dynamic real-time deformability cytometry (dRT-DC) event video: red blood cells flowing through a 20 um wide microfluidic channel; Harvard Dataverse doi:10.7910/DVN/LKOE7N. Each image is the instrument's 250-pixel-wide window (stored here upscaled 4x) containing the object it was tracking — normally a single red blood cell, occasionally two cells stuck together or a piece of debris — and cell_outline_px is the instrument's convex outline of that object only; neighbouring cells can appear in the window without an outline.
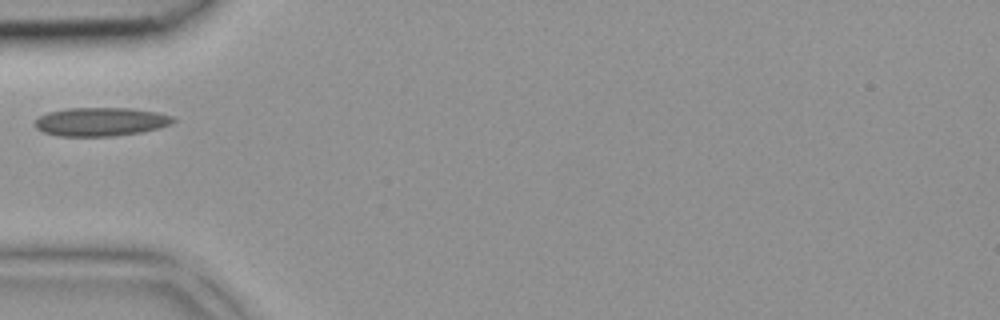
{"species": "common noctule bat (a hibernating species)", "species_latin": "Nyctalus noctula", "temperature_condition": "room temperature", "stored_images_in_passage": 29, "camera_frame_rate_fps": 3000, "um_per_image_px": 0.085, "animal": {"sex": "female", "body_mass_g": 18.4}, "frame": {"image": 1, "passage_image": 1, "time_ms": 0.0, "image_size_px": [1000, 320], "cell_outline_px": [[176, 120], [160, 128], [140, 132], [112, 136], [56, 136], [44, 132], [36, 128], [32, 124], [40, 116], [48, 112], [68, 108], [132, 108], [156, 112], [172, 116]], "centroid_in_image_um": [8.53, 10.35], "position_along_channel_um": 76.5, "area_um2": 23.0}}
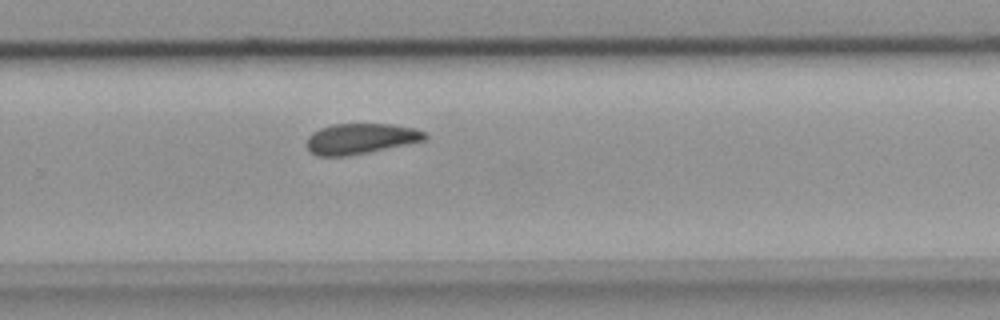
{"frame": {"image": 2, "passage_image": 15, "time_ms": 4.667, "image_size_px": [1000, 320], "cell_outline_px": [[428, 136], [424, 140], [368, 152], [348, 156], [316, 156], [308, 152], [304, 144], [308, 136], [312, 132], [320, 128], [332, 124], [392, 124], [416, 128], [424, 132]], "centroid_in_image_um": [30.57, 11.79], "position_along_channel_um": 299.2, "area_um2": 21.21}}
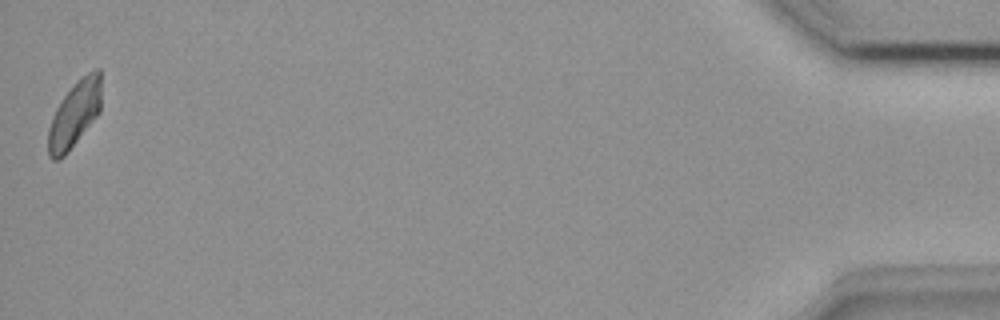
{"frame": {"image": 3, "passage_image": 29, "time_ms": 9.333, "image_size_px": [1000, 320], "cell_outline_px": [[100, 112], [68, 152], [64, 156], [56, 160], [52, 160], [48, 156], [48, 128], [52, 116], [56, 108], [64, 96], [76, 80], [88, 72], [96, 68], [100, 68]], "centroid_in_image_um": [6.32, 9.71], "position_along_channel_um": 428.9, "area_um2": 20.4}}